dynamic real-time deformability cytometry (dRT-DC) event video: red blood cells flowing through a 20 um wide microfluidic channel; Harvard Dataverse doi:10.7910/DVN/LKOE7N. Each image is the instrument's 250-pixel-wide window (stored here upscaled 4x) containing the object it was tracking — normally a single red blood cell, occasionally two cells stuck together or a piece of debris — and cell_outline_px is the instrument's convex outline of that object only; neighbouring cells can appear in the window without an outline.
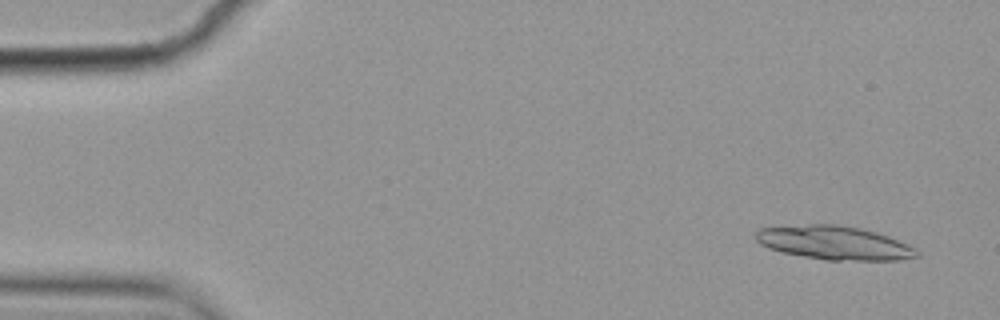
{"species": "common noctule bat (a hibernating species)", "species_latin": "Nyctalus noctula", "temperature_condition": "cold", "stored_images_in_passage": 54, "segment_of_instrument_passage": [1, 2], "camera_frame_rate_fps": 3000, "um_per_image_px": 0.085, "animal": {"sex": "female", "body_mass_g": 19.9}, "frame": {"image": 1, "passage_image": 3, "time_ms": 0.667, "image_size_px": [1000, 320], "cell_outline_px": [[920, 256], [900, 260], [828, 260], [780, 252], [768, 248], [760, 244], [756, 240], [756, 232], [760, 228], [808, 224], [836, 224], [860, 228], [876, 232], [888, 236], [916, 248], [920, 252]], "centroid_in_image_um": [70.93, 20.64], "position_along_channel_um": 14.1, "area_um2": 31.62}}